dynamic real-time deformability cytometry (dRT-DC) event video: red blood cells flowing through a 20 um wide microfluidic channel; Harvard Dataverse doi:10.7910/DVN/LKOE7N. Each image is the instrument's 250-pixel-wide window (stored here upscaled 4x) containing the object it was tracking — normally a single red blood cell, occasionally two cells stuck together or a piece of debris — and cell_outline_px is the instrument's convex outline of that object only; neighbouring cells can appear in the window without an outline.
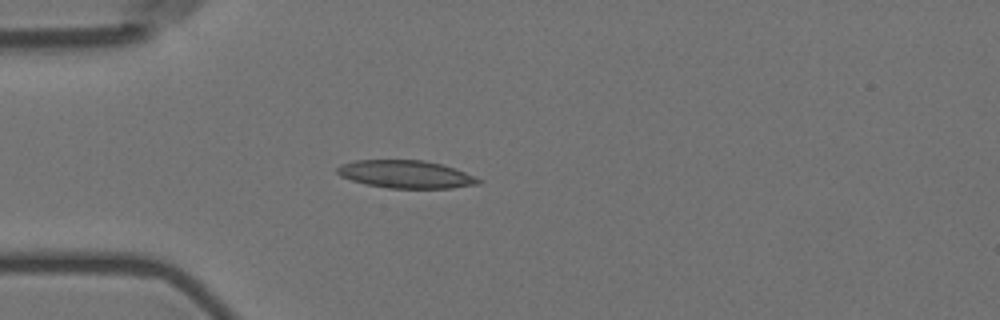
{"species": "Egyptian fruit bat (a non-hibernating species)", "species_latin": "Rousettus aegyptiacus", "temperature_condition": "room temperature", "stored_images_in_passage": 5, "camera_frame_rate_fps": 3000, "um_per_image_px": 0.085, "animal": {"sex": "female"}, "frame": {"image": 1, "passage_image": 5, "time_ms": 1.333, "image_size_px": [1000, 320], "cell_outline_px": [[484, 180], [480, 184], [452, 188], [388, 188], [368, 184], [352, 180], [340, 176], [336, 172], [336, 168], [340, 164], [356, 160], [424, 160], [440, 164], [464, 172]], "centroid_in_image_um": [34.49, 14.81], "position_along_channel_um": 50.5, "area_um2": 22.77}}